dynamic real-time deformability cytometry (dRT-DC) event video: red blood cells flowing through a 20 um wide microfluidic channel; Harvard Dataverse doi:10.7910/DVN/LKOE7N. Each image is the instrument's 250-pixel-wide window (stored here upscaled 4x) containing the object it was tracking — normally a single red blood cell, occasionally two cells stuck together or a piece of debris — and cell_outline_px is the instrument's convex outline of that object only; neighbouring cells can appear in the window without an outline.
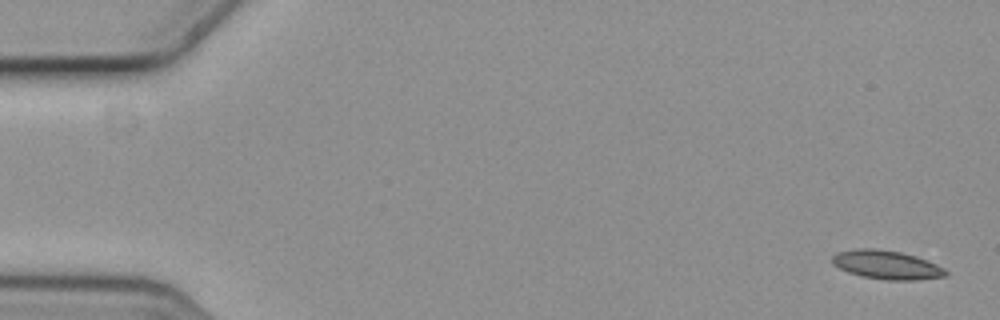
{"species": "common noctule bat (a hibernating species)", "species_latin": "Nyctalus noctula", "temperature_condition": "cold", "stored_images_in_passage": 11, "camera_frame_rate_fps": 3000, "um_per_image_px": 0.085, "animal": {"sex": "female", "body_mass_g": 19.3, "forearm_length_mm": 54.1}, "frame": {"image": 1, "passage_image": 1, "time_ms": 0.0, "image_size_px": [1000, 320], "cell_outline_px": [[948, 276], [916, 280], [884, 280], [860, 276], [848, 272], [832, 264], [832, 256], [836, 252], [856, 248], [876, 248], [900, 252], [916, 256], [936, 264], [944, 268], [948, 272]], "centroid_in_image_um": [75.35, 22.51], "position_along_channel_um": 9.6, "area_um2": 19.19}}
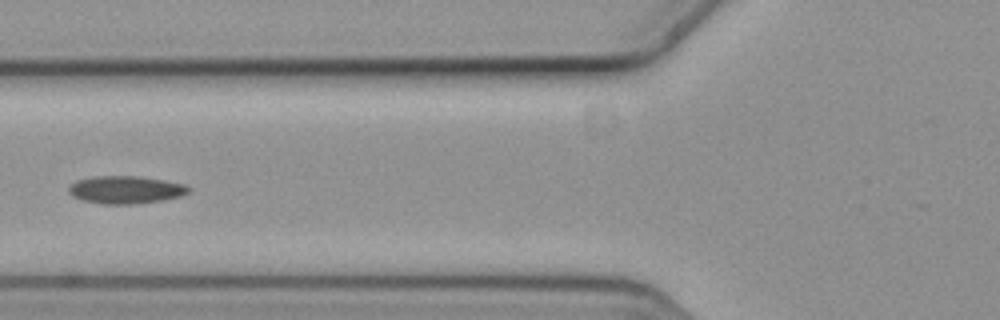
{"frame": {"image": 2, "passage_image": 6, "time_ms": 1.667, "image_size_px": [1000, 320], "cell_outline_px": [[192, 188], [188, 192], [180, 196], [164, 200], [132, 204], [104, 204], [80, 200], [72, 196], [68, 192], [68, 188], [76, 180], [96, 176], [136, 176], [164, 180], [184, 184]], "centroid_in_image_um": [10.67, 16.13], "position_along_channel_um": 115.1, "area_um2": 19.36}}
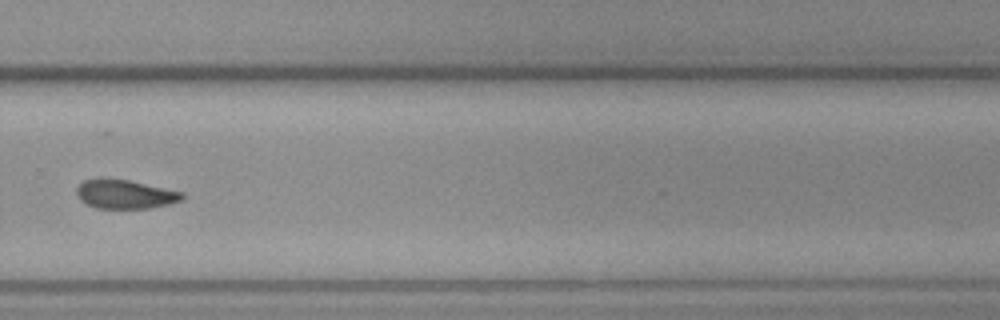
{"frame": {"image": 3, "passage_image": 11, "time_ms": 3.333, "image_size_px": [1000, 320], "cell_outline_px": [[184, 200], [152, 208], [96, 208], [80, 200], [76, 196], [76, 188], [84, 180], [100, 176], [104, 176], [128, 180], [184, 192]], "centroid_in_image_um": [10.6, 16.48], "position_along_channel_um": 319.2, "area_um2": 18.21}}